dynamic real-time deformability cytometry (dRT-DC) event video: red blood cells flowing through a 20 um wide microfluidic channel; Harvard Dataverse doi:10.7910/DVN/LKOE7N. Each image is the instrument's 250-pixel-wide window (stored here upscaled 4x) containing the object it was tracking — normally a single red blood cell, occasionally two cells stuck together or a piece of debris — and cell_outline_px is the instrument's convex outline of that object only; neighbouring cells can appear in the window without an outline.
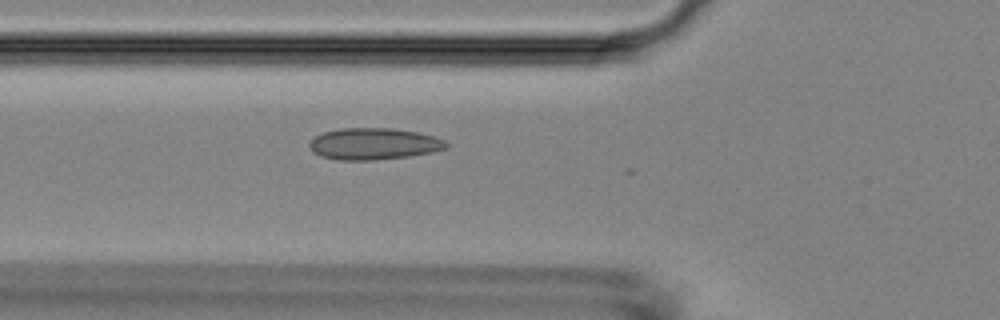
{"species": "Egyptian fruit bat (a non-hibernating species)", "species_latin": "Rousettus aegyptiacus", "temperature_condition": "room temperature", "stored_images_in_passage": 32, "camera_frame_rate_fps": 3000, "um_per_image_px": 0.085, "animal": {"sex": "female"}, "frame": {"image": 1, "passage_image": 16, "time_ms": 5.0, "image_size_px": [1000, 320], "cell_outline_px": [[448, 144], [444, 148], [432, 152], [408, 156], [372, 160], [340, 160], [320, 156], [312, 152], [308, 144], [316, 136], [324, 132], [340, 128], [392, 128], [416, 132], [432, 136], [444, 140]], "centroid_in_image_um": [31.72, 12.22], "position_along_channel_um": 94.1, "area_um2": 24.97}}
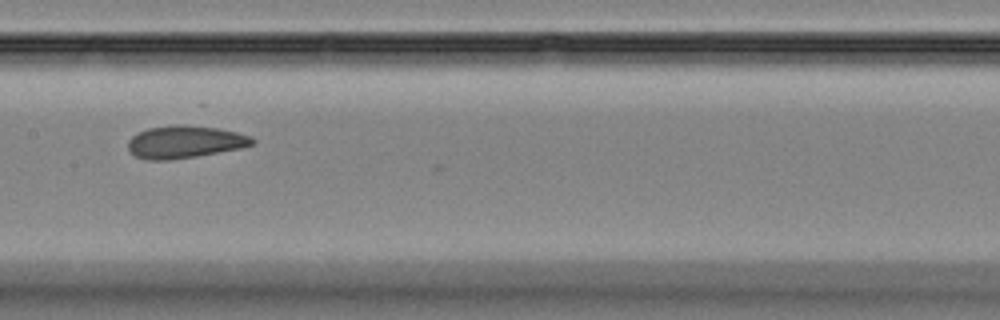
{"frame": {"image": 2, "passage_image": 24, "time_ms": 7.667, "image_size_px": [1000, 320], "cell_outline_px": [[256, 144], [240, 148], [196, 156], [168, 160], [144, 160], [136, 156], [128, 148], [128, 140], [132, 136], [148, 128], [176, 124], [184, 124], [216, 128], [236, 132], [252, 136], [256, 140]], "centroid_in_image_um": [15.73, 12.06], "position_along_channel_um": 191.7, "area_um2": 23.52}}
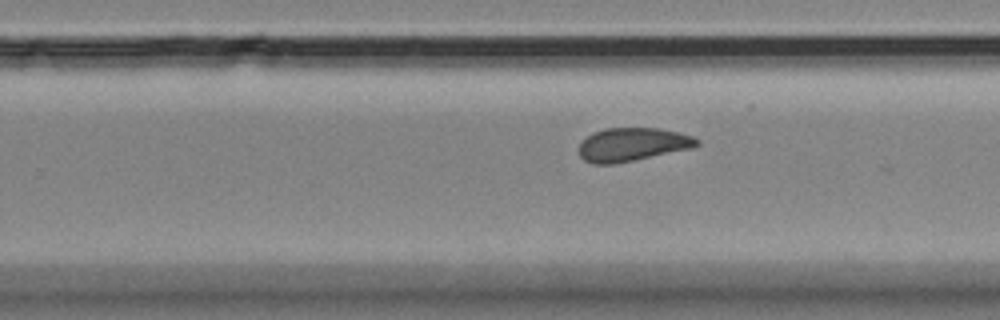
{"frame": {"image": 3, "passage_image": 31, "time_ms": 10.0, "image_size_px": [1000, 320], "cell_outline_px": [[700, 144], [692, 148], [616, 164], [592, 164], [584, 160], [580, 156], [580, 144], [592, 132], [604, 128], [660, 128], [692, 136], [700, 140]], "centroid_in_image_um": [53.75, 12.28], "position_along_channel_um": 276.0, "area_um2": 22.95}}